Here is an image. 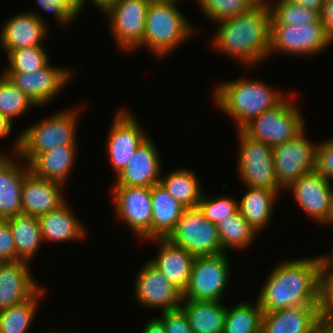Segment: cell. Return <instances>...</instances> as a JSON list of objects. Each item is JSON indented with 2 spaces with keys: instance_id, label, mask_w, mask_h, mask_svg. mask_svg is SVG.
<instances>
[{
  "instance_id": "1",
  "label": "cell",
  "mask_w": 333,
  "mask_h": 333,
  "mask_svg": "<svg viewBox=\"0 0 333 333\" xmlns=\"http://www.w3.org/2000/svg\"><path fill=\"white\" fill-rule=\"evenodd\" d=\"M268 274L256 297L263 312L319 305L321 260L318 256L285 260Z\"/></svg>"
},
{
  "instance_id": "2",
  "label": "cell",
  "mask_w": 333,
  "mask_h": 333,
  "mask_svg": "<svg viewBox=\"0 0 333 333\" xmlns=\"http://www.w3.org/2000/svg\"><path fill=\"white\" fill-rule=\"evenodd\" d=\"M271 19L269 4L262 0L248 12L217 21L211 46L247 69L255 68L269 55Z\"/></svg>"
},
{
  "instance_id": "3",
  "label": "cell",
  "mask_w": 333,
  "mask_h": 333,
  "mask_svg": "<svg viewBox=\"0 0 333 333\" xmlns=\"http://www.w3.org/2000/svg\"><path fill=\"white\" fill-rule=\"evenodd\" d=\"M262 81L237 79L222 82L214 89L215 106L236 122L240 130L247 122L263 112L274 108L286 96Z\"/></svg>"
},
{
  "instance_id": "4",
  "label": "cell",
  "mask_w": 333,
  "mask_h": 333,
  "mask_svg": "<svg viewBox=\"0 0 333 333\" xmlns=\"http://www.w3.org/2000/svg\"><path fill=\"white\" fill-rule=\"evenodd\" d=\"M180 0L151 1L146 13L143 42L135 49L147 47L157 58H164L186 43L199 28L189 23L176 5Z\"/></svg>"
},
{
  "instance_id": "5",
  "label": "cell",
  "mask_w": 333,
  "mask_h": 333,
  "mask_svg": "<svg viewBox=\"0 0 333 333\" xmlns=\"http://www.w3.org/2000/svg\"><path fill=\"white\" fill-rule=\"evenodd\" d=\"M79 113L78 107L64 109L31 124L17 135L13 154L29 164L40 153L63 145H77Z\"/></svg>"
},
{
  "instance_id": "6",
  "label": "cell",
  "mask_w": 333,
  "mask_h": 333,
  "mask_svg": "<svg viewBox=\"0 0 333 333\" xmlns=\"http://www.w3.org/2000/svg\"><path fill=\"white\" fill-rule=\"evenodd\" d=\"M303 114L285 97L274 108L247 122L240 130L249 138L275 147L292 140L306 128Z\"/></svg>"
},
{
  "instance_id": "7",
  "label": "cell",
  "mask_w": 333,
  "mask_h": 333,
  "mask_svg": "<svg viewBox=\"0 0 333 333\" xmlns=\"http://www.w3.org/2000/svg\"><path fill=\"white\" fill-rule=\"evenodd\" d=\"M166 239L173 245L184 248L194 257L224 253L216 225L203 215L198 206L184 210Z\"/></svg>"
},
{
  "instance_id": "8",
  "label": "cell",
  "mask_w": 333,
  "mask_h": 333,
  "mask_svg": "<svg viewBox=\"0 0 333 333\" xmlns=\"http://www.w3.org/2000/svg\"><path fill=\"white\" fill-rule=\"evenodd\" d=\"M237 137L240 147L237 170L243 185L281 192L283 188L274 170L273 148L247 137L241 130H237Z\"/></svg>"
},
{
  "instance_id": "9",
  "label": "cell",
  "mask_w": 333,
  "mask_h": 333,
  "mask_svg": "<svg viewBox=\"0 0 333 333\" xmlns=\"http://www.w3.org/2000/svg\"><path fill=\"white\" fill-rule=\"evenodd\" d=\"M222 253L214 256L195 257L190 279L183 299L195 301H222L230 281L231 262Z\"/></svg>"
},
{
  "instance_id": "10",
  "label": "cell",
  "mask_w": 333,
  "mask_h": 333,
  "mask_svg": "<svg viewBox=\"0 0 333 333\" xmlns=\"http://www.w3.org/2000/svg\"><path fill=\"white\" fill-rule=\"evenodd\" d=\"M333 40L325 32L321 20L316 24L271 25L268 57L274 52L295 56H314L326 50Z\"/></svg>"
},
{
  "instance_id": "11",
  "label": "cell",
  "mask_w": 333,
  "mask_h": 333,
  "mask_svg": "<svg viewBox=\"0 0 333 333\" xmlns=\"http://www.w3.org/2000/svg\"><path fill=\"white\" fill-rule=\"evenodd\" d=\"M150 0H117L103 11L116 45L126 52H133L143 42L146 13Z\"/></svg>"
},
{
  "instance_id": "12",
  "label": "cell",
  "mask_w": 333,
  "mask_h": 333,
  "mask_svg": "<svg viewBox=\"0 0 333 333\" xmlns=\"http://www.w3.org/2000/svg\"><path fill=\"white\" fill-rule=\"evenodd\" d=\"M305 134L306 128L292 140L273 147L275 175L284 190L302 175L316 170L318 144Z\"/></svg>"
},
{
  "instance_id": "13",
  "label": "cell",
  "mask_w": 333,
  "mask_h": 333,
  "mask_svg": "<svg viewBox=\"0 0 333 333\" xmlns=\"http://www.w3.org/2000/svg\"><path fill=\"white\" fill-rule=\"evenodd\" d=\"M116 219L123 221L139 239H151V187L113 186Z\"/></svg>"
},
{
  "instance_id": "14",
  "label": "cell",
  "mask_w": 333,
  "mask_h": 333,
  "mask_svg": "<svg viewBox=\"0 0 333 333\" xmlns=\"http://www.w3.org/2000/svg\"><path fill=\"white\" fill-rule=\"evenodd\" d=\"M108 133L106 151L115 176L130 161L136 149L149 137L129 110H117Z\"/></svg>"
},
{
  "instance_id": "15",
  "label": "cell",
  "mask_w": 333,
  "mask_h": 333,
  "mask_svg": "<svg viewBox=\"0 0 333 333\" xmlns=\"http://www.w3.org/2000/svg\"><path fill=\"white\" fill-rule=\"evenodd\" d=\"M73 72L70 68L52 66L49 62L44 68L30 73L3 74L40 108L50 103L65 88L72 79Z\"/></svg>"
},
{
  "instance_id": "16",
  "label": "cell",
  "mask_w": 333,
  "mask_h": 333,
  "mask_svg": "<svg viewBox=\"0 0 333 333\" xmlns=\"http://www.w3.org/2000/svg\"><path fill=\"white\" fill-rule=\"evenodd\" d=\"M133 288L137 303L144 308L147 306L154 310L161 309L163 312L181 306L182 293L148 260L139 269Z\"/></svg>"
},
{
  "instance_id": "17",
  "label": "cell",
  "mask_w": 333,
  "mask_h": 333,
  "mask_svg": "<svg viewBox=\"0 0 333 333\" xmlns=\"http://www.w3.org/2000/svg\"><path fill=\"white\" fill-rule=\"evenodd\" d=\"M292 192L300 209L317 223L324 224L333 198V187L330 180L317 170L302 175L291 183L284 191Z\"/></svg>"
},
{
  "instance_id": "18",
  "label": "cell",
  "mask_w": 333,
  "mask_h": 333,
  "mask_svg": "<svg viewBox=\"0 0 333 333\" xmlns=\"http://www.w3.org/2000/svg\"><path fill=\"white\" fill-rule=\"evenodd\" d=\"M158 152L153 139L148 137L136 149L125 168L115 176L113 186L151 187L159 183L163 168Z\"/></svg>"
},
{
  "instance_id": "19",
  "label": "cell",
  "mask_w": 333,
  "mask_h": 333,
  "mask_svg": "<svg viewBox=\"0 0 333 333\" xmlns=\"http://www.w3.org/2000/svg\"><path fill=\"white\" fill-rule=\"evenodd\" d=\"M37 13L20 12L4 22L0 31V41L6 54L21 48L43 46L49 27L45 19Z\"/></svg>"
},
{
  "instance_id": "20",
  "label": "cell",
  "mask_w": 333,
  "mask_h": 333,
  "mask_svg": "<svg viewBox=\"0 0 333 333\" xmlns=\"http://www.w3.org/2000/svg\"><path fill=\"white\" fill-rule=\"evenodd\" d=\"M63 187L61 183L40 178L30 171L22 186L21 214L39 217L57 209L66 201Z\"/></svg>"
},
{
  "instance_id": "21",
  "label": "cell",
  "mask_w": 333,
  "mask_h": 333,
  "mask_svg": "<svg viewBox=\"0 0 333 333\" xmlns=\"http://www.w3.org/2000/svg\"><path fill=\"white\" fill-rule=\"evenodd\" d=\"M29 264L19 260L0 265V311L24 302L42 286L30 273Z\"/></svg>"
},
{
  "instance_id": "22",
  "label": "cell",
  "mask_w": 333,
  "mask_h": 333,
  "mask_svg": "<svg viewBox=\"0 0 333 333\" xmlns=\"http://www.w3.org/2000/svg\"><path fill=\"white\" fill-rule=\"evenodd\" d=\"M12 156H0V219L5 220L21 214L22 186L30 172L27 163L19 162V155H15L18 160Z\"/></svg>"
},
{
  "instance_id": "23",
  "label": "cell",
  "mask_w": 333,
  "mask_h": 333,
  "mask_svg": "<svg viewBox=\"0 0 333 333\" xmlns=\"http://www.w3.org/2000/svg\"><path fill=\"white\" fill-rule=\"evenodd\" d=\"M146 241H153V244L156 242L160 247L156 257H152L149 261L183 294L188 287L195 257L184 248L173 245L166 238H153Z\"/></svg>"
},
{
  "instance_id": "24",
  "label": "cell",
  "mask_w": 333,
  "mask_h": 333,
  "mask_svg": "<svg viewBox=\"0 0 333 333\" xmlns=\"http://www.w3.org/2000/svg\"><path fill=\"white\" fill-rule=\"evenodd\" d=\"M320 325L318 306L263 312L261 333H313Z\"/></svg>"
},
{
  "instance_id": "25",
  "label": "cell",
  "mask_w": 333,
  "mask_h": 333,
  "mask_svg": "<svg viewBox=\"0 0 333 333\" xmlns=\"http://www.w3.org/2000/svg\"><path fill=\"white\" fill-rule=\"evenodd\" d=\"M71 210L65 201L57 209L38 217L43 242L80 241L85 237L86 229L83 222Z\"/></svg>"
},
{
  "instance_id": "26",
  "label": "cell",
  "mask_w": 333,
  "mask_h": 333,
  "mask_svg": "<svg viewBox=\"0 0 333 333\" xmlns=\"http://www.w3.org/2000/svg\"><path fill=\"white\" fill-rule=\"evenodd\" d=\"M78 145H63L38 154L28 165L30 171L50 181L63 185L69 179L77 156Z\"/></svg>"
},
{
  "instance_id": "27",
  "label": "cell",
  "mask_w": 333,
  "mask_h": 333,
  "mask_svg": "<svg viewBox=\"0 0 333 333\" xmlns=\"http://www.w3.org/2000/svg\"><path fill=\"white\" fill-rule=\"evenodd\" d=\"M185 312L193 333H223L227 307L222 301L183 299Z\"/></svg>"
},
{
  "instance_id": "28",
  "label": "cell",
  "mask_w": 333,
  "mask_h": 333,
  "mask_svg": "<svg viewBox=\"0 0 333 333\" xmlns=\"http://www.w3.org/2000/svg\"><path fill=\"white\" fill-rule=\"evenodd\" d=\"M151 200V239L166 238L175 228L186 208L177 202L160 183L151 186Z\"/></svg>"
},
{
  "instance_id": "29",
  "label": "cell",
  "mask_w": 333,
  "mask_h": 333,
  "mask_svg": "<svg viewBox=\"0 0 333 333\" xmlns=\"http://www.w3.org/2000/svg\"><path fill=\"white\" fill-rule=\"evenodd\" d=\"M247 188L242 199L238 200V211L259 233L271 222L275 201L281 193L260 187Z\"/></svg>"
},
{
  "instance_id": "30",
  "label": "cell",
  "mask_w": 333,
  "mask_h": 333,
  "mask_svg": "<svg viewBox=\"0 0 333 333\" xmlns=\"http://www.w3.org/2000/svg\"><path fill=\"white\" fill-rule=\"evenodd\" d=\"M6 220L12 231L17 257L32 263L43 243L38 217L20 214Z\"/></svg>"
},
{
  "instance_id": "31",
  "label": "cell",
  "mask_w": 333,
  "mask_h": 333,
  "mask_svg": "<svg viewBox=\"0 0 333 333\" xmlns=\"http://www.w3.org/2000/svg\"><path fill=\"white\" fill-rule=\"evenodd\" d=\"M159 183L185 208L196 207L203 193L194 172L184 168L174 169L164 177L161 175Z\"/></svg>"
},
{
  "instance_id": "32",
  "label": "cell",
  "mask_w": 333,
  "mask_h": 333,
  "mask_svg": "<svg viewBox=\"0 0 333 333\" xmlns=\"http://www.w3.org/2000/svg\"><path fill=\"white\" fill-rule=\"evenodd\" d=\"M45 296L41 286L29 299L0 311V333H27Z\"/></svg>"
},
{
  "instance_id": "33",
  "label": "cell",
  "mask_w": 333,
  "mask_h": 333,
  "mask_svg": "<svg viewBox=\"0 0 333 333\" xmlns=\"http://www.w3.org/2000/svg\"><path fill=\"white\" fill-rule=\"evenodd\" d=\"M221 247L224 253L228 249H245L254 243L258 232L237 211L232 216L225 217L216 224ZM252 242V243H251Z\"/></svg>"
},
{
  "instance_id": "34",
  "label": "cell",
  "mask_w": 333,
  "mask_h": 333,
  "mask_svg": "<svg viewBox=\"0 0 333 333\" xmlns=\"http://www.w3.org/2000/svg\"><path fill=\"white\" fill-rule=\"evenodd\" d=\"M263 310L256 303L239 302L226 310L223 333H261Z\"/></svg>"
},
{
  "instance_id": "35",
  "label": "cell",
  "mask_w": 333,
  "mask_h": 333,
  "mask_svg": "<svg viewBox=\"0 0 333 333\" xmlns=\"http://www.w3.org/2000/svg\"><path fill=\"white\" fill-rule=\"evenodd\" d=\"M268 3L271 9V25L316 24L321 20L320 12L305 8L303 5L290 0H276Z\"/></svg>"
},
{
  "instance_id": "36",
  "label": "cell",
  "mask_w": 333,
  "mask_h": 333,
  "mask_svg": "<svg viewBox=\"0 0 333 333\" xmlns=\"http://www.w3.org/2000/svg\"><path fill=\"white\" fill-rule=\"evenodd\" d=\"M33 106V107H32ZM37 107L29 97L16 87L3 73L0 75V113L13 123L14 118L27 114Z\"/></svg>"
},
{
  "instance_id": "37",
  "label": "cell",
  "mask_w": 333,
  "mask_h": 333,
  "mask_svg": "<svg viewBox=\"0 0 333 333\" xmlns=\"http://www.w3.org/2000/svg\"><path fill=\"white\" fill-rule=\"evenodd\" d=\"M50 57L44 46H31L10 51L7 54L8 65L2 72L30 73L44 68Z\"/></svg>"
},
{
  "instance_id": "38",
  "label": "cell",
  "mask_w": 333,
  "mask_h": 333,
  "mask_svg": "<svg viewBox=\"0 0 333 333\" xmlns=\"http://www.w3.org/2000/svg\"><path fill=\"white\" fill-rule=\"evenodd\" d=\"M212 22L226 20L248 12L262 0H196Z\"/></svg>"
},
{
  "instance_id": "39",
  "label": "cell",
  "mask_w": 333,
  "mask_h": 333,
  "mask_svg": "<svg viewBox=\"0 0 333 333\" xmlns=\"http://www.w3.org/2000/svg\"><path fill=\"white\" fill-rule=\"evenodd\" d=\"M202 193L198 207L203 215L213 224H217L227 216L238 211V200L233 197L207 196ZM233 198V199H232Z\"/></svg>"
},
{
  "instance_id": "40",
  "label": "cell",
  "mask_w": 333,
  "mask_h": 333,
  "mask_svg": "<svg viewBox=\"0 0 333 333\" xmlns=\"http://www.w3.org/2000/svg\"><path fill=\"white\" fill-rule=\"evenodd\" d=\"M42 10L52 12L53 17L63 27L71 23L79 14L64 0H36Z\"/></svg>"
},
{
  "instance_id": "41",
  "label": "cell",
  "mask_w": 333,
  "mask_h": 333,
  "mask_svg": "<svg viewBox=\"0 0 333 333\" xmlns=\"http://www.w3.org/2000/svg\"><path fill=\"white\" fill-rule=\"evenodd\" d=\"M158 317L166 330V333H193L185 312L181 308L161 312Z\"/></svg>"
},
{
  "instance_id": "42",
  "label": "cell",
  "mask_w": 333,
  "mask_h": 333,
  "mask_svg": "<svg viewBox=\"0 0 333 333\" xmlns=\"http://www.w3.org/2000/svg\"><path fill=\"white\" fill-rule=\"evenodd\" d=\"M316 170L328 180H333V137L317 145Z\"/></svg>"
},
{
  "instance_id": "43",
  "label": "cell",
  "mask_w": 333,
  "mask_h": 333,
  "mask_svg": "<svg viewBox=\"0 0 333 333\" xmlns=\"http://www.w3.org/2000/svg\"><path fill=\"white\" fill-rule=\"evenodd\" d=\"M0 260L2 262L20 260L16 255V246L9 222L5 219H0Z\"/></svg>"
},
{
  "instance_id": "44",
  "label": "cell",
  "mask_w": 333,
  "mask_h": 333,
  "mask_svg": "<svg viewBox=\"0 0 333 333\" xmlns=\"http://www.w3.org/2000/svg\"><path fill=\"white\" fill-rule=\"evenodd\" d=\"M318 309L320 324L333 325V288H329L321 279Z\"/></svg>"
},
{
  "instance_id": "45",
  "label": "cell",
  "mask_w": 333,
  "mask_h": 333,
  "mask_svg": "<svg viewBox=\"0 0 333 333\" xmlns=\"http://www.w3.org/2000/svg\"><path fill=\"white\" fill-rule=\"evenodd\" d=\"M325 32L333 40V0H326L320 13Z\"/></svg>"
},
{
  "instance_id": "46",
  "label": "cell",
  "mask_w": 333,
  "mask_h": 333,
  "mask_svg": "<svg viewBox=\"0 0 333 333\" xmlns=\"http://www.w3.org/2000/svg\"><path fill=\"white\" fill-rule=\"evenodd\" d=\"M321 260V280L329 287L333 288V262L329 261L324 254L319 256Z\"/></svg>"
},
{
  "instance_id": "47",
  "label": "cell",
  "mask_w": 333,
  "mask_h": 333,
  "mask_svg": "<svg viewBox=\"0 0 333 333\" xmlns=\"http://www.w3.org/2000/svg\"><path fill=\"white\" fill-rule=\"evenodd\" d=\"M141 333H166V330L162 321L155 317L146 323Z\"/></svg>"
},
{
  "instance_id": "48",
  "label": "cell",
  "mask_w": 333,
  "mask_h": 333,
  "mask_svg": "<svg viewBox=\"0 0 333 333\" xmlns=\"http://www.w3.org/2000/svg\"><path fill=\"white\" fill-rule=\"evenodd\" d=\"M292 2L303 5L305 8H311L321 13L326 0H290Z\"/></svg>"
},
{
  "instance_id": "49",
  "label": "cell",
  "mask_w": 333,
  "mask_h": 333,
  "mask_svg": "<svg viewBox=\"0 0 333 333\" xmlns=\"http://www.w3.org/2000/svg\"><path fill=\"white\" fill-rule=\"evenodd\" d=\"M12 122L0 113V139L7 137L12 130Z\"/></svg>"
},
{
  "instance_id": "50",
  "label": "cell",
  "mask_w": 333,
  "mask_h": 333,
  "mask_svg": "<svg viewBox=\"0 0 333 333\" xmlns=\"http://www.w3.org/2000/svg\"><path fill=\"white\" fill-rule=\"evenodd\" d=\"M90 1L91 4L95 5L99 10H104L106 7H108L111 3L116 2L117 0H83V8L85 5V2Z\"/></svg>"
},
{
  "instance_id": "51",
  "label": "cell",
  "mask_w": 333,
  "mask_h": 333,
  "mask_svg": "<svg viewBox=\"0 0 333 333\" xmlns=\"http://www.w3.org/2000/svg\"><path fill=\"white\" fill-rule=\"evenodd\" d=\"M66 1L79 15L83 10V0H64Z\"/></svg>"
},
{
  "instance_id": "52",
  "label": "cell",
  "mask_w": 333,
  "mask_h": 333,
  "mask_svg": "<svg viewBox=\"0 0 333 333\" xmlns=\"http://www.w3.org/2000/svg\"><path fill=\"white\" fill-rule=\"evenodd\" d=\"M313 333H333V325L320 324Z\"/></svg>"
},
{
  "instance_id": "53",
  "label": "cell",
  "mask_w": 333,
  "mask_h": 333,
  "mask_svg": "<svg viewBox=\"0 0 333 333\" xmlns=\"http://www.w3.org/2000/svg\"><path fill=\"white\" fill-rule=\"evenodd\" d=\"M329 224V225H333V198H332V203H331V206H330V212H329V215L325 221L324 224Z\"/></svg>"
},
{
  "instance_id": "54",
  "label": "cell",
  "mask_w": 333,
  "mask_h": 333,
  "mask_svg": "<svg viewBox=\"0 0 333 333\" xmlns=\"http://www.w3.org/2000/svg\"><path fill=\"white\" fill-rule=\"evenodd\" d=\"M332 252V253H331ZM329 254L330 255H324L329 261H331V262H333V249H332V251H331Z\"/></svg>"
},
{
  "instance_id": "55",
  "label": "cell",
  "mask_w": 333,
  "mask_h": 333,
  "mask_svg": "<svg viewBox=\"0 0 333 333\" xmlns=\"http://www.w3.org/2000/svg\"><path fill=\"white\" fill-rule=\"evenodd\" d=\"M53 333H57V332H53ZM58 333H75V332H73V331H71V332H70V331H69V332H67V331H66V332H65V331H64V332L61 331V332H58ZM76 333H77V332H76Z\"/></svg>"
},
{
  "instance_id": "56",
  "label": "cell",
  "mask_w": 333,
  "mask_h": 333,
  "mask_svg": "<svg viewBox=\"0 0 333 333\" xmlns=\"http://www.w3.org/2000/svg\"><path fill=\"white\" fill-rule=\"evenodd\" d=\"M5 155H7V154H5V153L3 154L2 152H0V156H5Z\"/></svg>"
},
{
  "instance_id": "57",
  "label": "cell",
  "mask_w": 333,
  "mask_h": 333,
  "mask_svg": "<svg viewBox=\"0 0 333 333\" xmlns=\"http://www.w3.org/2000/svg\"><path fill=\"white\" fill-rule=\"evenodd\" d=\"M150 1H167V0H150Z\"/></svg>"
}]
</instances>
